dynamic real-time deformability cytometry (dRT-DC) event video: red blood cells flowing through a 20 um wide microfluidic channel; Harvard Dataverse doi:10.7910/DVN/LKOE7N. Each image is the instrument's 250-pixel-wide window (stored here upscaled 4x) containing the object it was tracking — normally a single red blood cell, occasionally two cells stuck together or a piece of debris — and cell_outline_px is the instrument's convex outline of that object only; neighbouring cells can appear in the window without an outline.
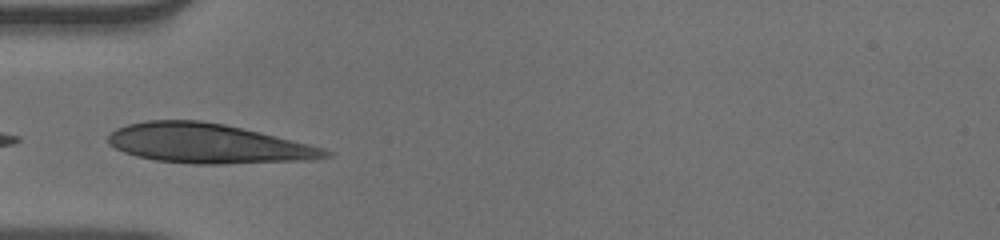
{"species": "human", "species_latin": "Homo sapiens", "temperature_condition": "warm", "stored_images_in_passage": 23, "camera_frame_rate_fps": 3000, "um_per_image_px": 0.085, "donor": {"sex": "male"}, "frame": {"image": 1, "passage_image": 1, "time_ms": 0.0, "image_size_px": [1000, 240], "cell_outline_px": [[332, 156], [316, 160], [220, 164], [196, 164], [156, 160], [136, 156], [124, 152], [108, 144], [108, 136], [116, 128], [128, 124], [148, 120], [200, 120], [224, 124], [260, 132], [324, 148], [332, 152]], "centroid_in_image_um": [17.7, 12.2], "position_along_channel_um": 67.3, "area_um2": 50.05}}